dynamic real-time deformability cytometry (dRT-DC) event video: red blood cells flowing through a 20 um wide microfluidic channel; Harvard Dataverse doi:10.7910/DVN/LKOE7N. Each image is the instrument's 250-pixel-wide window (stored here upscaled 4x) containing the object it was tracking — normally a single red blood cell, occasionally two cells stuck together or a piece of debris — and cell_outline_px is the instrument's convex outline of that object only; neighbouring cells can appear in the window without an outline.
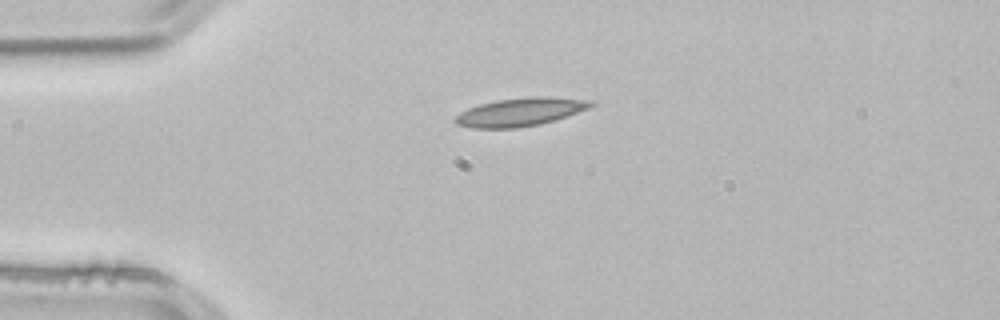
{"species": "common noctule bat (a hibernating species)", "species_latin": "Nyctalus noctula", "temperature_condition": "room temperature", "stored_images_in_passage": 41, "camera_frame_rate_fps": 3000, "um_per_image_px": 0.085, "animal": {"sex": "male", "body_mass_g": 21.5, "forearm_length_mm": 52.0}, "frame": {"image": 1, "passage_image": 1, "time_ms": 0.0, "image_size_px": [1000, 320], "cell_outline_px": [[596, 104], [588, 108], [540, 124], [516, 128], [472, 128], [456, 124], [452, 120], [460, 112], [468, 108], [480, 104], [496, 100], [532, 96], [548, 96], [592, 100]], "centroid_in_image_um": [44.19, 9.51], "position_along_channel_um": 40.8, "area_um2": 22.25}}
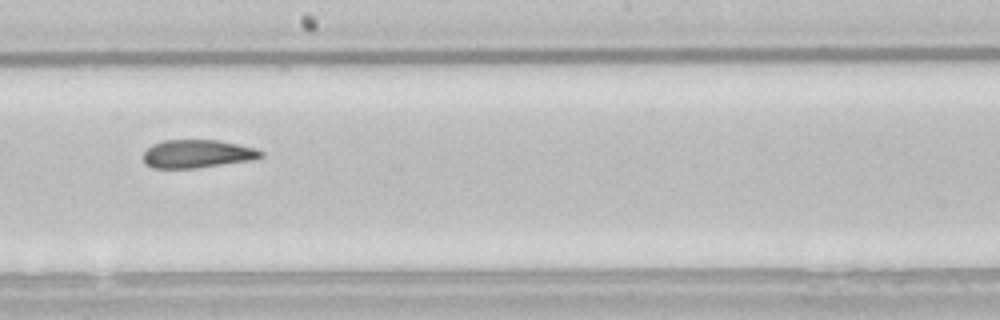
{"frame": {"image": 2, "passage_image": 18, "time_ms": 5.667, "image_size_px": [1000, 320], "cell_outline_px": [[264, 156], [252, 160], [196, 168], [152, 168], [144, 164], [144, 152], [152, 144], [164, 140], [220, 140], [256, 148], [264, 152]], "centroid_in_image_um": [16.78, 13.07], "position_along_channel_um": 231.4, "area_um2": 19.42}}
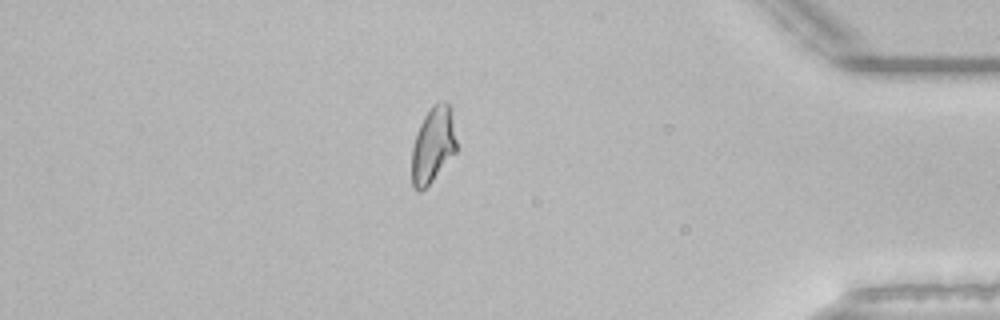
{"frame": {"image": 3, "passage_image": 34, "time_ms": 11.0, "image_size_px": [1000, 320], "cell_outline_px": [[456, 152], [432, 180], [420, 192], [416, 192], [412, 188], [412, 148], [416, 132], [424, 116], [432, 104], [444, 100], [448, 104], [452, 116], [456, 140]], "centroid_in_image_um": [36.78, 12.32], "position_along_channel_um": 398.4, "area_um2": 19.71}, "authors_computed_cell_mechanics": {"area_um2": 19.9988, "velocity_mm_per_s": 3.8296, "shape_relaxation_time_tau1_ms": null, "shape_relaxation_time_tau2_ms": 3.212, "deformation_change_tau1": null, "deformation_change_tau2": 0.1108}}